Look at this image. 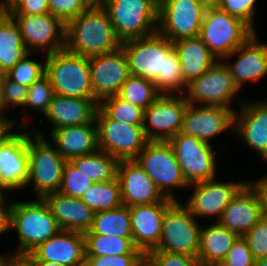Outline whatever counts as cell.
Instances as JSON below:
<instances>
[{"label": "cell", "instance_id": "cell-1", "mask_svg": "<svg viewBox=\"0 0 267 266\" xmlns=\"http://www.w3.org/2000/svg\"><path fill=\"white\" fill-rule=\"evenodd\" d=\"M130 74L152 80L160 94H185L187 86L181 74L179 57L173 42L158 32L125 40Z\"/></svg>", "mask_w": 267, "mask_h": 266}, {"label": "cell", "instance_id": "cell-2", "mask_svg": "<svg viewBox=\"0 0 267 266\" xmlns=\"http://www.w3.org/2000/svg\"><path fill=\"white\" fill-rule=\"evenodd\" d=\"M121 43L105 8H89L66 24L65 48L76 55L105 54Z\"/></svg>", "mask_w": 267, "mask_h": 266}, {"label": "cell", "instance_id": "cell-3", "mask_svg": "<svg viewBox=\"0 0 267 266\" xmlns=\"http://www.w3.org/2000/svg\"><path fill=\"white\" fill-rule=\"evenodd\" d=\"M7 230H17L19 248L16 254H30L61 228L43 198L14 201L7 204Z\"/></svg>", "mask_w": 267, "mask_h": 266}, {"label": "cell", "instance_id": "cell-4", "mask_svg": "<svg viewBox=\"0 0 267 266\" xmlns=\"http://www.w3.org/2000/svg\"><path fill=\"white\" fill-rule=\"evenodd\" d=\"M45 75L57 95L97 100L92 88L88 57L76 55L66 48L46 54Z\"/></svg>", "mask_w": 267, "mask_h": 266}, {"label": "cell", "instance_id": "cell-5", "mask_svg": "<svg viewBox=\"0 0 267 266\" xmlns=\"http://www.w3.org/2000/svg\"><path fill=\"white\" fill-rule=\"evenodd\" d=\"M256 32L243 20L219 7L207 8L199 37L217 60L229 56Z\"/></svg>", "mask_w": 267, "mask_h": 266}, {"label": "cell", "instance_id": "cell-6", "mask_svg": "<svg viewBox=\"0 0 267 266\" xmlns=\"http://www.w3.org/2000/svg\"><path fill=\"white\" fill-rule=\"evenodd\" d=\"M34 138L29 134V177L26 183L33 185L36 198L58 192L67 160L44 135L33 128Z\"/></svg>", "mask_w": 267, "mask_h": 266}, {"label": "cell", "instance_id": "cell-7", "mask_svg": "<svg viewBox=\"0 0 267 266\" xmlns=\"http://www.w3.org/2000/svg\"><path fill=\"white\" fill-rule=\"evenodd\" d=\"M196 219L181 201H175L165 211L160 241L152 251L197 258L200 250L201 225Z\"/></svg>", "mask_w": 267, "mask_h": 266}, {"label": "cell", "instance_id": "cell-8", "mask_svg": "<svg viewBox=\"0 0 267 266\" xmlns=\"http://www.w3.org/2000/svg\"><path fill=\"white\" fill-rule=\"evenodd\" d=\"M134 160L166 198L178 201L173 189L189 186L183 178L180 165L168 141H149Z\"/></svg>", "mask_w": 267, "mask_h": 266}, {"label": "cell", "instance_id": "cell-9", "mask_svg": "<svg viewBox=\"0 0 267 266\" xmlns=\"http://www.w3.org/2000/svg\"><path fill=\"white\" fill-rule=\"evenodd\" d=\"M105 9L122 42L157 32L158 8L149 0H109Z\"/></svg>", "mask_w": 267, "mask_h": 266}, {"label": "cell", "instance_id": "cell-10", "mask_svg": "<svg viewBox=\"0 0 267 266\" xmlns=\"http://www.w3.org/2000/svg\"><path fill=\"white\" fill-rule=\"evenodd\" d=\"M95 121L99 150L121 160H134L149 142L143 125H130L109 118L99 107Z\"/></svg>", "mask_w": 267, "mask_h": 266}, {"label": "cell", "instance_id": "cell-11", "mask_svg": "<svg viewBox=\"0 0 267 266\" xmlns=\"http://www.w3.org/2000/svg\"><path fill=\"white\" fill-rule=\"evenodd\" d=\"M168 142L188 185L216 178L217 161L211 143L182 133H178Z\"/></svg>", "mask_w": 267, "mask_h": 266}, {"label": "cell", "instance_id": "cell-12", "mask_svg": "<svg viewBox=\"0 0 267 266\" xmlns=\"http://www.w3.org/2000/svg\"><path fill=\"white\" fill-rule=\"evenodd\" d=\"M11 130L0 139V197L25 188L29 177V134Z\"/></svg>", "mask_w": 267, "mask_h": 266}, {"label": "cell", "instance_id": "cell-13", "mask_svg": "<svg viewBox=\"0 0 267 266\" xmlns=\"http://www.w3.org/2000/svg\"><path fill=\"white\" fill-rule=\"evenodd\" d=\"M186 100L193 105L221 106L229 109L240 90L234 84L228 67L218 60L198 79L187 85Z\"/></svg>", "mask_w": 267, "mask_h": 266}, {"label": "cell", "instance_id": "cell-14", "mask_svg": "<svg viewBox=\"0 0 267 266\" xmlns=\"http://www.w3.org/2000/svg\"><path fill=\"white\" fill-rule=\"evenodd\" d=\"M188 102L185 94H160L144 110L143 128L149 141H168L180 133Z\"/></svg>", "mask_w": 267, "mask_h": 266}, {"label": "cell", "instance_id": "cell-15", "mask_svg": "<svg viewBox=\"0 0 267 266\" xmlns=\"http://www.w3.org/2000/svg\"><path fill=\"white\" fill-rule=\"evenodd\" d=\"M205 10L196 0H165L158 8L157 32L171 42L197 37Z\"/></svg>", "mask_w": 267, "mask_h": 266}, {"label": "cell", "instance_id": "cell-16", "mask_svg": "<svg viewBox=\"0 0 267 266\" xmlns=\"http://www.w3.org/2000/svg\"><path fill=\"white\" fill-rule=\"evenodd\" d=\"M19 27L23 44L32 53L65 49L66 25L50 12L42 15H10Z\"/></svg>", "mask_w": 267, "mask_h": 266}, {"label": "cell", "instance_id": "cell-17", "mask_svg": "<svg viewBox=\"0 0 267 266\" xmlns=\"http://www.w3.org/2000/svg\"><path fill=\"white\" fill-rule=\"evenodd\" d=\"M247 183L220 182L215 178L190 184L188 187L194 186L193 193L183 205L195 218L215 216L218 222L225 208Z\"/></svg>", "mask_w": 267, "mask_h": 266}, {"label": "cell", "instance_id": "cell-18", "mask_svg": "<svg viewBox=\"0 0 267 266\" xmlns=\"http://www.w3.org/2000/svg\"><path fill=\"white\" fill-rule=\"evenodd\" d=\"M89 66L94 97L99 102L106 97L117 95L131 75L122 46L112 52L90 57Z\"/></svg>", "mask_w": 267, "mask_h": 266}, {"label": "cell", "instance_id": "cell-19", "mask_svg": "<svg viewBox=\"0 0 267 266\" xmlns=\"http://www.w3.org/2000/svg\"><path fill=\"white\" fill-rule=\"evenodd\" d=\"M234 109L221 106L188 104L180 133L210 143L214 136L234 131Z\"/></svg>", "mask_w": 267, "mask_h": 266}, {"label": "cell", "instance_id": "cell-20", "mask_svg": "<svg viewBox=\"0 0 267 266\" xmlns=\"http://www.w3.org/2000/svg\"><path fill=\"white\" fill-rule=\"evenodd\" d=\"M117 178L123 205L132 207L152 203H174L157 189L144 169L135 160H121Z\"/></svg>", "mask_w": 267, "mask_h": 266}, {"label": "cell", "instance_id": "cell-21", "mask_svg": "<svg viewBox=\"0 0 267 266\" xmlns=\"http://www.w3.org/2000/svg\"><path fill=\"white\" fill-rule=\"evenodd\" d=\"M259 42L256 32L243 45L222 59L239 90L245 83L258 81L267 74V44ZM234 55H238V59L230 63L228 59Z\"/></svg>", "mask_w": 267, "mask_h": 266}, {"label": "cell", "instance_id": "cell-22", "mask_svg": "<svg viewBox=\"0 0 267 266\" xmlns=\"http://www.w3.org/2000/svg\"><path fill=\"white\" fill-rule=\"evenodd\" d=\"M234 113V133L264 160L267 157V100L244 102Z\"/></svg>", "mask_w": 267, "mask_h": 266}, {"label": "cell", "instance_id": "cell-23", "mask_svg": "<svg viewBox=\"0 0 267 266\" xmlns=\"http://www.w3.org/2000/svg\"><path fill=\"white\" fill-rule=\"evenodd\" d=\"M33 260L65 266H85V240L81 232L60 230L30 254Z\"/></svg>", "mask_w": 267, "mask_h": 266}, {"label": "cell", "instance_id": "cell-24", "mask_svg": "<svg viewBox=\"0 0 267 266\" xmlns=\"http://www.w3.org/2000/svg\"><path fill=\"white\" fill-rule=\"evenodd\" d=\"M173 203H152L129 207L133 243L144 255L160 241L165 211Z\"/></svg>", "mask_w": 267, "mask_h": 266}, {"label": "cell", "instance_id": "cell-25", "mask_svg": "<svg viewBox=\"0 0 267 266\" xmlns=\"http://www.w3.org/2000/svg\"><path fill=\"white\" fill-rule=\"evenodd\" d=\"M262 217L258 196L247 183L225 208L218 223L240 237Z\"/></svg>", "mask_w": 267, "mask_h": 266}, {"label": "cell", "instance_id": "cell-26", "mask_svg": "<svg viewBox=\"0 0 267 266\" xmlns=\"http://www.w3.org/2000/svg\"><path fill=\"white\" fill-rule=\"evenodd\" d=\"M52 145L67 160L95 153L99 150L96 122L63 126L50 132Z\"/></svg>", "mask_w": 267, "mask_h": 266}, {"label": "cell", "instance_id": "cell-27", "mask_svg": "<svg viewBox=\"0 0 267 266\" xmlns=\"http://www.w3.org/2000/svg\"><path fill=\"white\" fill-rule=\"evenodd\" d=\"M43 199L61 230L85 233L91 229L95 212L80 198L55 192L45 195Z\"/></svg>", "mask_w": 267, "mask_h": 266}, {"label": "cell", "instance_id": "cell-28", "mask_svg": "<svg viewBox=\"0 0 267 266\" xmlns=\"http://www.w3.org/2000/svg\"><path fill=\"white\" fill-rule=\"evenodd\" d=\"M98 100L66 97L55 94L44 116L52 124L51 131L63 126L96 122Z\"/></svg>", "mask_w": 267, "mask_h": 266}, {"label": "cell", "instance_id": "cell-29", "mask_svg": "<svg viewBox=\"0 0 267 266\" xmlns=\"http://www.w3.org/2000/svg\"><path fill=\"white\" fill-rule=\"evenodd\" d=\"M173 45L186 86L218 61L199 36L174 41Z\"/></svg>", "mask_w": 267, "mask_h": 266}, {"label": "cell", "instance_id": "cell-30", "mask_svg": "<svg viewBox=\"0 0 267 266\" xmlns=\"http://www.w3.org/2000/svg\"><path fill=\"white\" fill-rule=\"evenodd\" d=\"M237 237L218 222L201 228L198 260L203 266H219Z\"/></svg>", "mask_w": 267, "mask_h": 266}, {"label": "cell", "instance_id": "cell-31", "mask_svg": "<svg viewBox=\"0 0 267 266\" xmlns=\"http://www.w3.org/2000/svg\"><path fill=\"white\" fill-rule=\"evenodd\" d=\"M30 53L23 44L18 25L8 15L0 24V72L6 74Z\"/></svg>", "mask_w": 267, "mask_h": 266}, {"label": "cell", "instance_id": "cell-32", "mask_svg": "<svg viewBox=\"0 0 267 266\" xmlns=\"http://www.w3.org/2000/svg\"><path fill=\"white\" fill-rule=\"evenodd\" d=\"M83 235L133 238L129 207L121 205L111 210L95 212L91 229Z\"/></svg>", "mask_w": 267, "mask_h": 266}, {"label": "cell", "instance_id": "cell-33", "mask_svg": "<svg viewBox=\"0 0 267 266\" xmlns=\"http://www.w3.org/2000/svg\"><path fill=\"white\" fill-rule=\"evenodd\" d=\"M70 161L78 171L83 172L94 183L117 179L120 160L102 150L72 158Z\"/></svg>", "mask_w": 267, "mask_h": 266}, {"label": "cell", "instance_id": "cell-34", "mask_svg": "<svg viewBox=\"0 0 267 266\" xmlns=\"http://www.w3.org/2000/svg\"><path fill=\"white\" fill-rule=\"evenodd\" d=\"M85 256H118L143 254L133 243V238L109 235H84Z\"/></svg>", "mask_w": 267, "mask_h": 266}, {"label": "cell", "instance_id": "cell-35", "mask_svg": "<svg viewBox=\"0 0 267 266\" xmlns=\"http://www.w3.org/2000/svg\"><path fill=\"white\" fill-rule=\"evenodd\" d=\"M81 200L94 212L111 210L123 205L118 178L111 182L93 183Z\"/></svg>", "mask_w": 267, "mask_h": 266}, {"label": "cell", "instance_id": "cell-36", "mask_svg": "<svg viewBox=\"0 0 267 266\" xmlns=\"http://www.w3.org/2000/svg\"><path fill=\"white\" fill-rule=\"evenodd\" d=\"M121 99L146 110L160 95L152 80L130 75L118 94Z\"/></svg>", "mask_w": 267, "mask_h": 266}, {"label": "cell", "instance_id": "cell-37", "mask_svg": "<svg viewBox=\"0 0 267 266\" xmlns=\"http://www.w3.org/2000/svg\"><path fill=\"white\" fill-rule=\"evenodd\" d=\"M98 107L111 119L130 125H143L144 109L113 95L102 99Z\"/></svg>", "mask_w": 267, "mask_h": 266}, {"label": "cell", "instance_id": "cell-38", "mask_svg": "<svg viewBox=\"0 0 267 266\" xmlns=\"http://www.w3.org/2000/svg\"><path fill=\"white\" fill-rule=\"evenodd\" d=\"M93 183L87 175L78 171L71 161H67L58 193L67 197L81 199L85 191Z\"/></svg>", "mask_w": 267, "mask_h": 266}, {"label": "cell", "instance_id": "cell-39", "mask_svg": "<svg viewBox=\"0 0 267 266\" xmlns=\"http://www.w3.org/2000/svg\"><path fill=\"white\" fill-rule=\"evenodd\" d=\"M30 53L22 61H19L5 75L12 81H15L26 87H30L34 82L38 81L45 75V63L36 59H28Z\"/></svg>", "mask_w": 267, "mask_h": 266}, {"label": "cell", "instance_id": "cell-40", "mask_svg": "<svg viewBox=\"0 0 267 266\" xmlns=\"http://www.w3.org/2000/svg\"><path fill=\"white\" fill-rule=\"evenodd\" d=\"M54 95L55 92L51 82L49 78L44 75L28 87L25 106L22 108L23 112L26 111L27 106H30L31 108L40 111L39 113H42L44 116L49 108V104L53 100Z\"/></svg>", "mask_w": 267, "mask_h": 266}, {"label": "cell", "instance_id": "cell-41", "mask_svg": "<svg viewBox=\"0 0 267 266\" xmlns=\"http://www.w3.org/2000/svg\"><path fill=\"white\" fill-rule=\"evenodd\" d=\"M28 93V87L21 85L15 81L10 80L6 75L3 79L2 84V122H9L12 127L15 126L17 121L11 120L3 116V112L8 107H24L26 102V97Z\"/></svg>", "mask_w": 267, "mask_h": 266}, {"label": "cell", "instance_id": "cell-42", "mask_svg": "<svg viewBox=\"0 0 267 266\" xmlns=\"http://www.w3.org/2000/svg\"><path fill=\"white\" fill-rule=\"evenodd\" d=\"M255 260L267 257V218L262 217L244 236Z\"/></svg>", "mask_w": 267, "mask_h": 266}, {"label": "cell", "instance_id": "cell-43", "mask_svg": "<svg viewBox=\"0 0 267 266\" xmlns=\"http://www.w3.org/2000/svg\"><path fill=\"white\" fill-rule=\"evenodd\" d=\"M145 262L149 266H203L198 258L164 251H150L145 255Z\"/></svg>", "mask_w": 267, "mask_h": 266}, {"label": "cell", "instance_id": "cell-44", "mask_svg": "<svg viewBox=\"0 0 267 266\" xmlns=\"http://www.w3.org/2000/svg\"><path fill=\"white\" fill-rule=\"evenodd\" d=\"M256 1L257 0H220L218 7L229 15L240 18L256 32L254 24Z\"/></svg>", "mask_w": 267, "mask_h": 266}, {"label": "cell", "instance_id": "cell-45", "mask_svg": "<svg viewBox=\"0 0 267 266\" xmlns=\"http://www.w3.org/2000/svg\"><path fill=\"white\" fill-rule=\"evenodd\" d=\"M49 11L65 25L89 9L84 0H48Z\"/></svg>", "mask_w": 267, "mask_h": 266}, {"label": "cell", "instance_id": "cell-46", "mask_svg": "<svg viewBox=\"0 0 267 266\" xmlns=\"http://www.w3.org/2000/svg\"><path fill=\"white\" fill-rule=\"evenodd\" d=\"M219 266H255V259L243 236L237 237Z\"/></svg>", "mask_w": 267, "mask_h": 266}, {"label": "cell", "instance_id": "cell-47", "mask_svg": "<svg viewBox=\"0 0 267 266\" xmlns=\"http://www.w3.org/2000/svg\"><path fill=\"white\" fill-rule=\"evenodd\" d=\"M144 263V254L86 256L85 259V266H142Z\"/></svg>", "mask_w": 267, "mask_h": 266}, {"label": "cell", "instance_id": "cell-48", "mask_svg": "<svg viewBox=\"0 0 267 266\" xmlns=\"http://www.w3.org/2000/svg\"><path fill=\"white\" fill-rule=\"evenodd\" d=\"M48 0H14L9 15H42L49 13Z\"/></svg>", "mask_w": 267, "mask_h": 266}, {"label": "cell", "instance_id": "cell-49", "mask_svg": "<svg viewBox=\"0 0 267 266\" xmlns=\"http://www.w3.org/2000/svg\"><path fill=\"white\" fill-rule=\"evenodd\" d=\"M257 194L262 216L267 218V175L256 180L254 183H248Z\"/></svg>", "mask_w": 267, "mask_h": 266}, {"label": "cell", "instance_id": "cell-50", "mask_svg": "<svg viewBox=\"0 0 267 266\" xmlns=\"http://www.w3.org/2000/svg\"><path fill=\"white\" fill-rule=\"evenodd\" d=\"M9 266H35V262L28 254L15 253L9 257Z\"/></svg>", "mask_w": 267, "mask_h": 266}, {"label": "cell", "instance_id": "cell-51", "mask_svg": "<svg viewBox=\"0 0 267 266\" xmlns=\"http://www.w3.org/2000/svg\"><path fill=\"white\" fill-rule=\"evenodd\" d=\"M6 197H0V235L7 232V204ZM6 205V206H5Z\"/></svg>", "mask_w": 267, "mask_h": 266}, {"label": "cell", "instance_id": "cell-52", "mask_svg": "<svg viewBox=\"0 0 267 266\" xmlns=\"http://www.w3.org/2000/svg\"><path fill=\"white\" fill-rule=\"evenodd\" d=\"M109 0H84L89 8H105Z\"/></svg>", "mask_w": 267, "mask_h": 266}, {"label": "cell", "instance_id": "cell-53", "mask_svg": "<svg viewBox=\"0 0 267 266\" xmlns=\"http://www.w3.org/2000/svg\"><path fill=\"white\" fill-rule=\"evenodd\" d=\"M201 4L205 9L218 7L220 0H196Z\"/></svg>", "mask_w": 267, "mask_h": 266}, {"label": "cell", "instance_id": "cell-54", "mask_svg": "<svg viewBox=\"0 0 267 266\" xmlns=\"http://www.w3.org/2000/svg\"><path fill=\"white\" fill-rule=\"evenodd\" d=\"M9 15V5L0 3V24Z\"/></svg>", "mask_w": 267, "mask_h": 266}, {"label": "cell", "instance_id": "cell-55", "mask_svg": "<svg viewBox=\"0 0 267 266\" xmlns=\"http://www.w3.org/2000/svg\"><path fill=\"white\" fill-rule=\"evenodd\" d=\"M13 127L9 122H1L0 121V139Z\"/></svg>", "mask_w": 267, "mask_h": 266}, {"label": "cell", "instance_id": "cell-56", "mask_svg": "<svg viewBox=\"0 0 267 266\" xmlns=\"http://www.w3.org/2000/svg\"><path fill=\"white\" fill-rule=\"evenodd\" d=\"M35 266H65L55 262H46L41 260H34Z\"/></svg>", "mask_w": 267, "mask_h": 266}, {"label": "cell", "instance_id": "cell-57", "mask_svg": "<svg viewBox=\"0 0 267 266\" xmlns=\"http://www.w3.org/2000/svg\"><path fill=\"white\" fill-rule=\"evenodd\" d=\"M5 74L0 72V121L2 122V84Z\"/></svg>", "mask_w": 267, "mask_h": 266}, {"label": "cell", "instance_id": "cell-58", "mask_svg": "<svg viewBox=\"0 0 267 266\" xmlns=\"http://www.w3.org/2000/svg\"><path fill=\"white\" fill-rule=\"evenodd\" d=\"M6 255H1L0 254V266H9V257Z\"/></svg>", "mask_w": 267, "mask_h": 266}, {"label": "cell", "instance_id": "cell-59", "mask_svg": "<svg viewBox=\"0 0 267 266\" xmlns=\"http://www.w3.org/2000/svg\"><path fill=\"white\" fill-rule=\"evenodd\" d=\"M255 266H267V257L255 260Z\"/></svg>", "mask_w": 267, "mask_h": 266}, {"label": "cell", "instance_id": "cell-60", "mask_svg": "<svg viewBox=\"0 0 267 266\" xmlns=\"http://www.w3.org/2000/svg\"><path fill=\"white\" fill-rule=\"evenodd\" d=\"M152 4H154L157 8H159L165 0H149Z\"/></svg>", "mask_w": 267, "mask_h": 266}, {"label": "cell", "instance_id": "cell-61", "mask_svg": "<svg viewBox=\"0 0 267 266\" xmlns=\"http://www.w3.org/2000/svg\"><path fill=\"white\" fill-rule=\"evenodd\" d=\"M14 0H5V3L10 5Z\"/></svg>", "mask_w": 267, "mask_h": 266}, {"label": "cell", "instance_id": "cell-62", "mask_svg": "<svg viewBox=\"0 0 267 266\" xmlns=\"http://www.w3.org/2000/svg\"><path fill=\"white\" fill-rule=\"evenodd\" d=\"M142 266H149L146 262Z\"/></svg>", "mask_w": 267, "mask_h": 266}]
</instances>
